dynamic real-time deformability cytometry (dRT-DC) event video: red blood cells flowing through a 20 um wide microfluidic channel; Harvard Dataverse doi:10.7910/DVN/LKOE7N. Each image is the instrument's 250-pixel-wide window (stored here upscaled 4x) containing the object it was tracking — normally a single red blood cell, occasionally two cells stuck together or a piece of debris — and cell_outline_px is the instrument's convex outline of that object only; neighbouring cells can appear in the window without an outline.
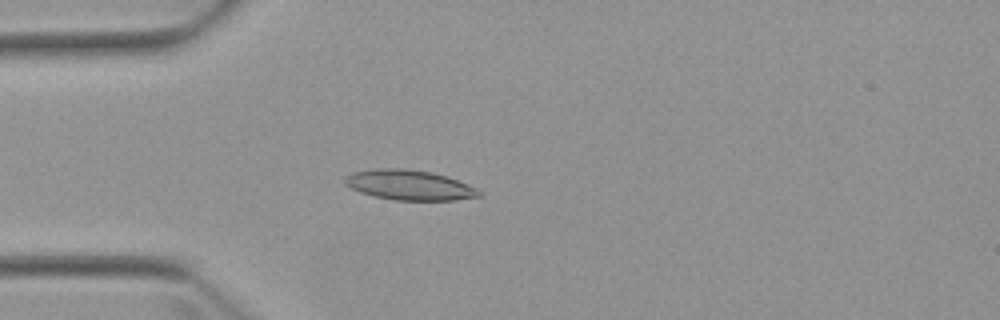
{"species": "Egyptian fruit bat (a non-hibernating species)", "species_latin": "Rousettus aegyptiacus", "temperature_condition": "warm", "stored_images_in_passage": 5, "camera_frame_rate_fps": 3000, "um_per_image_px": 0.085, "animal": {"sex": "female"}, "frame": {"image": 1, "passage_image": 4, "time_ms": 3.667, "image_size_px": [1000, 320], "cell_outline_px": [[480, 196], [456, 200], [396, 200], [376, 196], [360, 192], [344, 184], [344, 176], [352, 172], [376, 168], [400, 168], [432, 172], [448, 176], [468, 184], [476, 188], [480, 192]], "centroid_in_image_um": [34.78, 15.72], "position_along_channel_um": 50.2, "area_um2": 23.47}}